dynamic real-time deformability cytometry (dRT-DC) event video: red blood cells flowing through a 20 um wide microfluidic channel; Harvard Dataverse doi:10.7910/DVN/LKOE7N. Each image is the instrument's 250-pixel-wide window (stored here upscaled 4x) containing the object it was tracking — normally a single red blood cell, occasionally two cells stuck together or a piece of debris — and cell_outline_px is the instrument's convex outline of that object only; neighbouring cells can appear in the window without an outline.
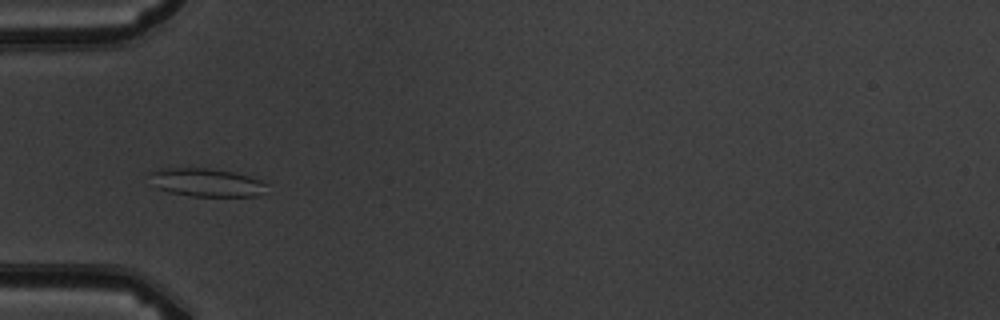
{"species": "common noctule bat (a hibernating species)", "species_latin": "Nyctalus noctula", "temperature_condition": "warm", "stored_images_in_passage": 10, "camera_frame_rate_fps": 3000, "um_per_image_px": 0.085, "animal": {"sex": "male", "body_mass_g": 19.5, "forearm_length_mm": 54.6}, "frame": {"image": 1, "passage_image": 4, "time_ms": 3.667, "image_size_px": [1000, 320], "cell_outline_px": [[268, 184], [264, 192], [256, 196], [192, 196], [168, 192], [156, 188], [152, 172], [160, 168], [208, 168], [232, 172], [248, 176], [260, 180]], "centroid_in_image_um": [17.59, 15.52], "position_along_channel_um": 67.4, "area_um2": 18.96}}
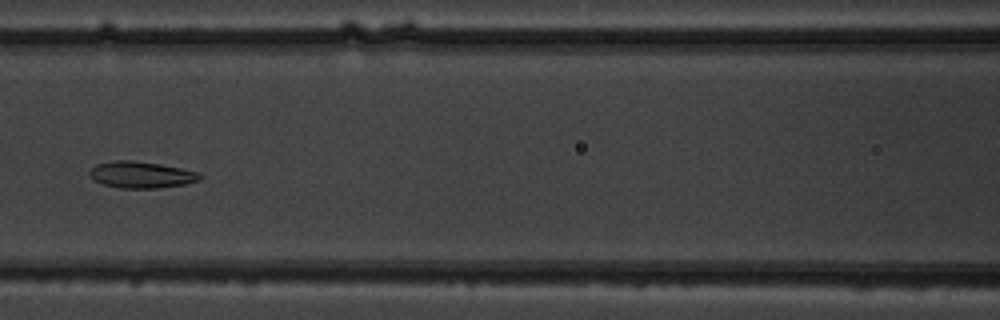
{"frame": {"image": 2, "passage_image": 6, "time_ms": 6.0, "image_size_px": [1000, 320], "cell_outline_px": [[200, 180], [184, 184], [160, 188], [120, 188], [104, 184], [92, 180], [88, 172], [96, 164], [116, 160], [132, 160], [160, 164], [200, 172]], "centroid_in_image_um": [11.98, 14.85], "position_along_channel_um": 154.6, "area_um2": 17.05}}
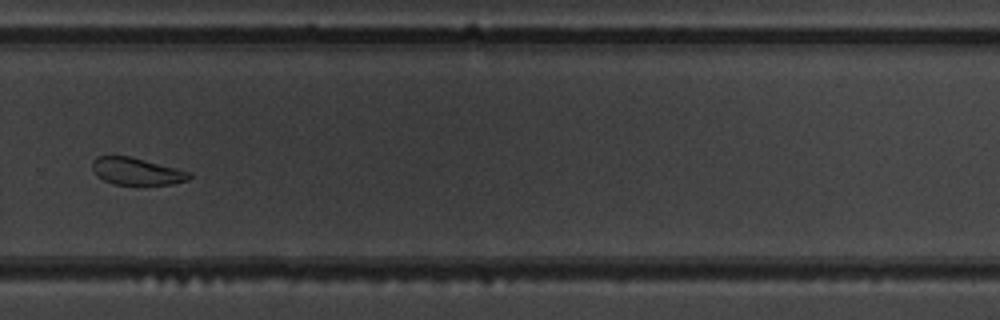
{"frame": {"image": 3, "passage_image": 10, "time_ms": 10.333, "image_size_px": [1000, 320], "cell_outline_px": [[192, 176], [188, 180], [172, 184], [136, 188], [112, 184], [96, 176], [92, 168], [92, 160], [96, 156], [128, 156], [192, 172]], "centroid_in_image_um": [11.61, 14.63], "position_along_channel_um": 318.2, "area_um2": 16.13}}